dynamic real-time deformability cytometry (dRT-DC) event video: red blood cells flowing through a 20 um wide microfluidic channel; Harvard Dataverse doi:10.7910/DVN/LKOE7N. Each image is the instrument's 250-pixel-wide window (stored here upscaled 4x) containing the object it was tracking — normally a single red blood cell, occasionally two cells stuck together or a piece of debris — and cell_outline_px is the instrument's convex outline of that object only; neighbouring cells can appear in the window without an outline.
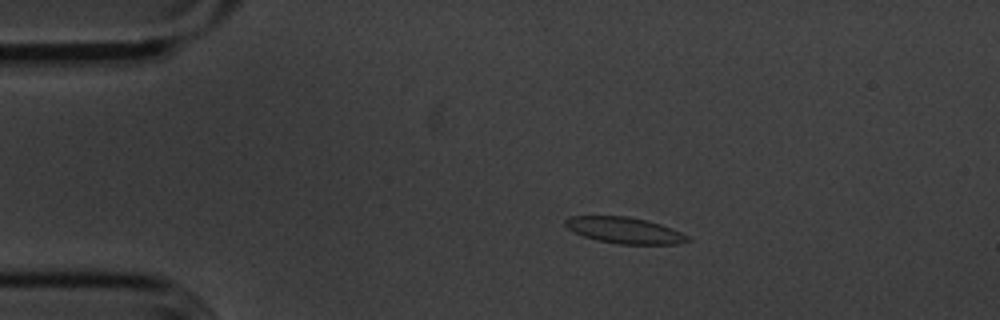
{"species": "common noctule bat (a hibernating species)", "species_latin": "Nyctalus noctula", "temperature_condition": "cold", "stored_images_in_passage": 56, "camera_frame_rate_fps": 3000, "um_per_image_px": 0.085, "animal": {"sex": "male", "body_mass_g": 20.1, "forearm_length_mm": 53.5}, "frame": {"image": 1, "passage_image": 11, "time_ms": 3.333, "image_size_px": [1000, 320], "cell_outline_px": [[692, 240], [676, 244], [620, 244], [596, 240], [584, 236], [568, 228], [564, 224], [564, 220], [568, 216], [628, 216], [660, 224], [672, 228], [688, 236]], "centroid_in_image_um": [53.08, 19.57], "position_along_channel_um": 31.9, "area_um2": 18.55}}
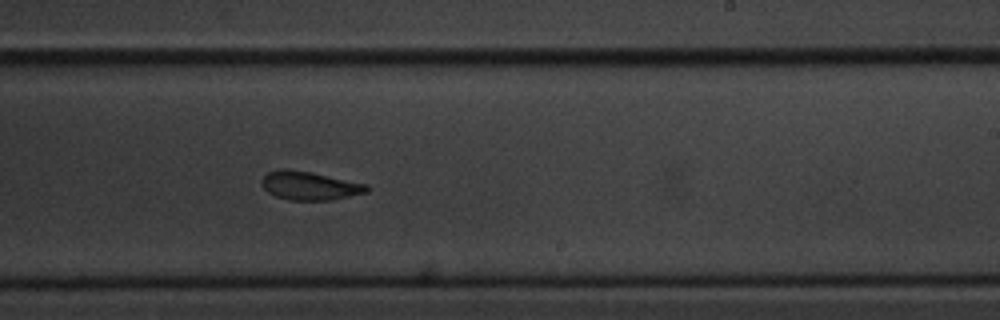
{"frame": {"image": 2, "passage_image": 34, "time_ms": 11.0, "image_size_px": [1000, 320], "cell_outline_px": [[372, 188], [368, 192], [328, 200], [288, 200], [276, 196], [268, 192], [260, 184], [260, 180], [268, 172], [280, 168], [288, 168], [312, 172], [368, 184]], "centroid_in_image_um": [26.31, 15.77], "position_along_channel_um": 262.7, "area_um2": 17.69}}
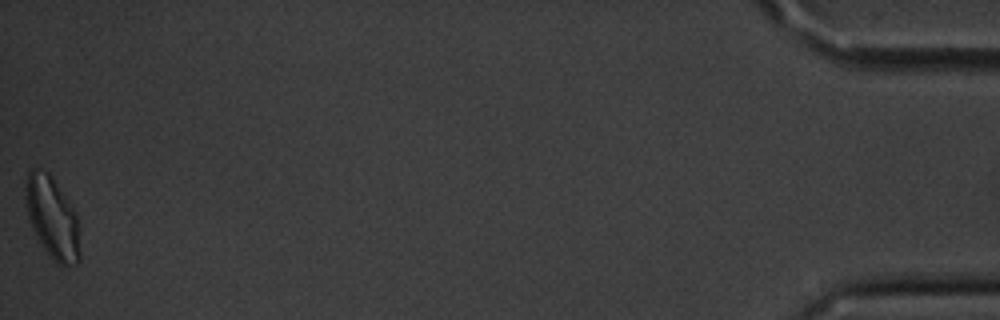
{"frame": {"image": 3, "passage_image": 56, "time_ms": 18.333, "image_size_px": [1000, 320], "cell_outline_px": [[80, 260], [76, 264], [64, 268], [52, 260], [36, 236], [32, 228], [28, 216], [24, 200], [24, 184], [28, 172], [32, 168], [36, 168], [48, 172], [52, 176], [76, 212], [80, 252]], "centroid_in_image_um": [4.43, 18.51], "position_along_channel_um": 430.8, "area_um2": 26.3}, "authors_computed_cell_mechanics": {"area_um2": 18.6116, "velocity_mm_per_s": 3.5882, "shape_relaxation_time_tau1_ms": 4.3991, "shape_relaxation_time_tau2_ms": 2.6461, "deformation_change_tau1": 0.1277, "deformation_change_tau2": 0.0606}}